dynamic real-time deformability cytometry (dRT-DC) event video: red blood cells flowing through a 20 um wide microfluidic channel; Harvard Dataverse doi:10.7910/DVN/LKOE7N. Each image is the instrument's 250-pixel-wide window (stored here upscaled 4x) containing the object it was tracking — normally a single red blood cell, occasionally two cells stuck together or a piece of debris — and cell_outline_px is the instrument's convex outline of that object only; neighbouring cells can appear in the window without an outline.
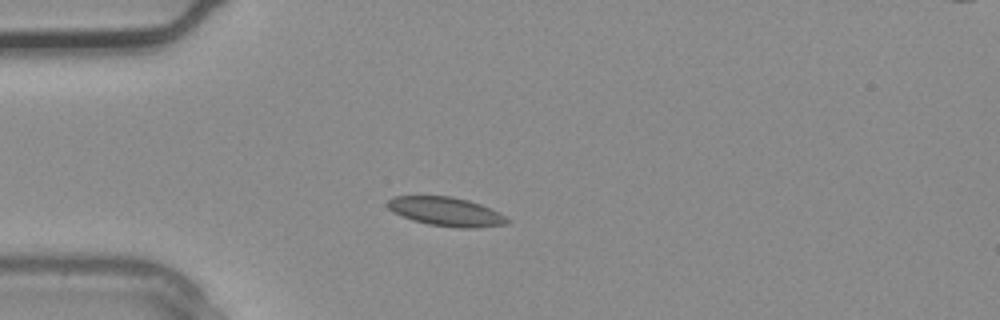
{"species": "common noctule bat (a hibernating species)", "species_latin": "Nyctalus noctula", "temperature_condition": "warm", "stored_images_in_passage": 2, "camera_frame_rate_fps": 3000, "um_per_image_px": 0.085, "animal": {"sex": "male", "body_mass_g": 20.4}, "frame": {"image": 1, "passage_image": 2, "time_ms": 0.333, "image_size_px": [1000, 320], "cell_outline_px": [[512, 220], [508, 224], [472, 228], [460, 228], [428, 224], [412, 220], [392, 212], [388, 208], [388, 200], [392, 196], [452, 196], [468, 200], [480, 204]], "centroid_in_image_um": [37.9, 17.99], "position_along_channel_um": 47.1, "area_um2": 20.06}}